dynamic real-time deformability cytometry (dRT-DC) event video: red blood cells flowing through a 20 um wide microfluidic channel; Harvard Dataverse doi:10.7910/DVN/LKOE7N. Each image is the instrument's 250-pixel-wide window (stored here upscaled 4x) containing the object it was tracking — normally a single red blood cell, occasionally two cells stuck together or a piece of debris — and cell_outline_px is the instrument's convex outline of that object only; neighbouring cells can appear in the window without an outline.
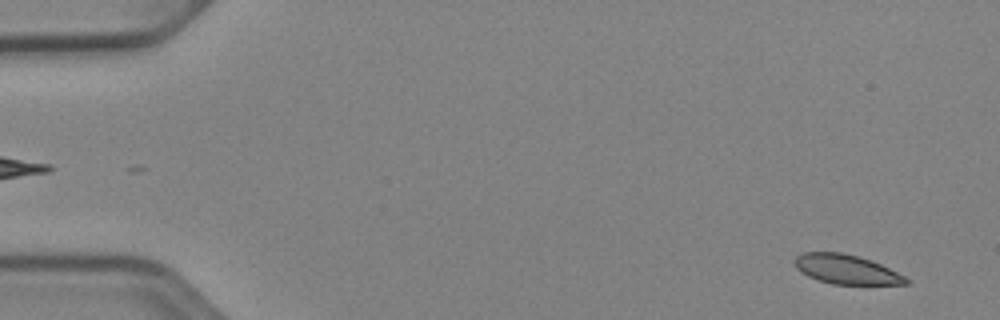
{"species": "Egyptian fruit bat (a non-hibernating species)", "species_latin": "Rousettus aegyptiacus", "temperature_condition": "cold", "stored_images_in_passage": 52, "camera_frame_rate_fps": 3000, "um_per_image_px": 0.085, "animal": {"sex": "female"}, "frame": {"image": 1, "passage_image": 3, "time_ms": 0.667, "image_size_px": [1000, 320], "cell_outline_px": [[908, 284], [832, 284], [808, 276], [800, 272], [796, 268], [792, 260], [796, 256], [804, 252], [844, 252], [860, 256], [872, 260], [904, 276], [908, 280]], "centroid_in_image_um": [71.88, 22.87], "position_along_channel_um": 13.1, "area_um2": 19.07}}
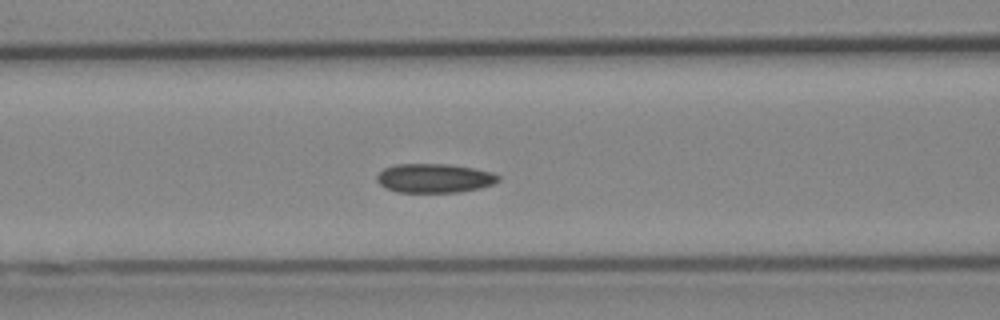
{"frame": {"image": 2, "passage_image": 22, "time_ms": 7.0, "image_size_px": [1000, 320], "cell_outline_px": [[500, 180], [492, 184], [480, 188], [456, 192], [396, 192], [380, 184], [376, 180], [376, 176], [384, 168], [396, 164], [448, 164], [472, 168], [492, 172], [500, 176]], "centroid_in_image_um": [36.92, 15.14], "position_along_channel_um": 129.7, "area_um2": 20.46}}
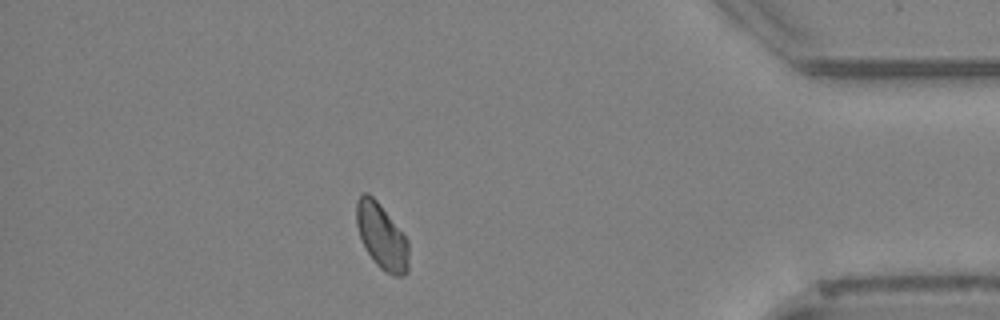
{"frame": {"image": 3, "passage_image": 46, "time_ms": 15.0, "image_size_px": [1000, 320], "cell_outline_px": [[408, 272], [404, 276], [396, 276], [380, 268], [376, 264], [360, 240], [356, 224], [356, 200], [364, 192], [368, 192], [380, 204], [408, 240]], "centroid_in_image_um": [32.43, 20.08], "position_along_channel_um": 402.8, "area_um2": 19.88}, "authors_computed_cell_mechanics": {"area_um2": 19.941, "velocity_mm_per_s": 3.8914, "shape_relaxation_time_tau1_ms": 9.1414, "shape_relaxation_time_tau2_ms": null, "deformation_change_tau1": 0.0932, "deformation_change_tau2": null}}